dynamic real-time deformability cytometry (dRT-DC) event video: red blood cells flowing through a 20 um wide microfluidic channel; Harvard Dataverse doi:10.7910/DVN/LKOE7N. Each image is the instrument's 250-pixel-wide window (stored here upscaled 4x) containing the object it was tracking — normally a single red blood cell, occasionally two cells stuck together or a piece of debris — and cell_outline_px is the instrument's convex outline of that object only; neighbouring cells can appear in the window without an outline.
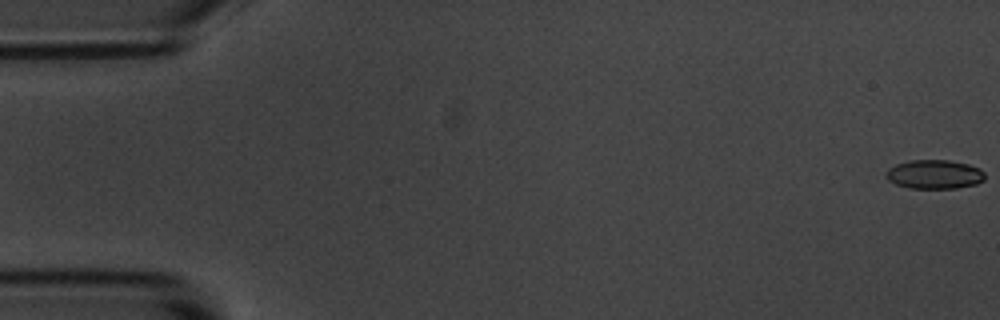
{"species": "common noctule bat (a hibernating species)", "species_latin": "Nyctalus noctula", "temperature_condition": "room temperature", "stored_images_in_passage": 52, "camera_frame_rate_fps": 3000, "um_per_image_px": 0.085, "animal": {"sex": "male", "body_mass_g": 20.1, "forearm_length_mm": 53.5}, "frame": {"image": 1, "passage_image": 1, "time_ms": 0.0, "image_size_px": [1000, 320], "cell_outline_px": [[984, 180], [976, 184], [956, 188], [908, 188], [896, 184], [888, 180], [888, 168], [896, 164], [912, 160], [948, 160], [968, 164], [980, 168], [984, 172]], "centroid_in_image_um": [79.45, 14.82], "position_along_channel_um": 5.5, "area_um2": 16.59}}
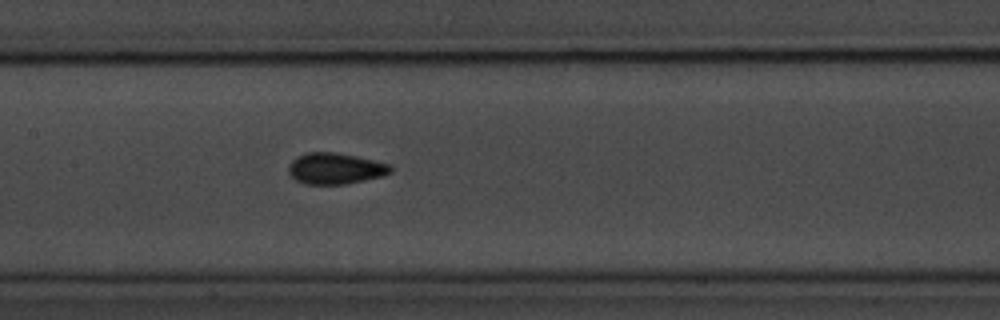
{"frame": {"image": 2, "passage_image": 27, "time_ms": 8.667, "image_size_px": [1000, 320], "cell_outline_px": [[392, 172], [384, 176], [344, 184], [304, 184], [296, 180], [288, 172], [288, 164], [296, 156], [308, 152], [336, 152], [356, 156], [388, 164], [392, 168]], "centroid_in_image_um": [28.47, 14.32], "position_along_channel_um": 178.9, "area_um2": 18.55}}
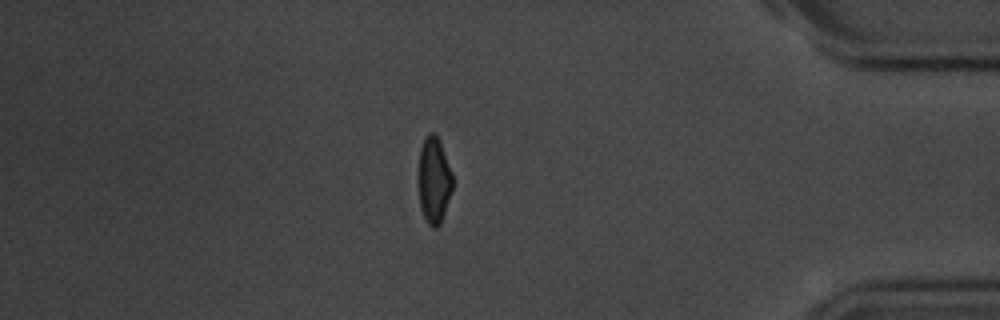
{"frame": {"image": 3, "passage_image": 48, "time_ms": 15.667, "image_size_px": [1000, 320], "cell_outline_px": [[452, 188], [440, 224], [436, 228], [432, 228], [428, 224], [420, 208], [420, 148], [428, 132], [432, 132], [440, 140], [452, 172]], "centroid_in_image_um": [36.9, 15.31], "position_along_channel_um": 398.3, "area_um2": 16.7}, "authors_computed_cell_mechanics": {"area_um2": 17.8313, "velocity_mm_per_s": 3.6553, "shape_relaxation_time_tau1_ms": 3.1505, "shape_relaxation_time_tau2_ms": null, "deformation_change_tau1": 0.0959, "deformation_change_tau2": null}}